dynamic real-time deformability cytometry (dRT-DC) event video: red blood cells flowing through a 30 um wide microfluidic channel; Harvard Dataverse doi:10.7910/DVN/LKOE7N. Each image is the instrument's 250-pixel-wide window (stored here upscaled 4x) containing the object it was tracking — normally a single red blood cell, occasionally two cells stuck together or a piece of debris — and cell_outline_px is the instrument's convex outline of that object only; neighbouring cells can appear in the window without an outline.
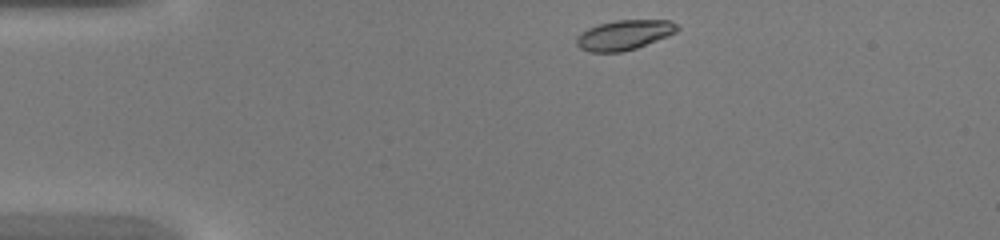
{"species": "common noctule bat (a hibernating species)", "species_latin": "Nyctalus noctula", "temperature_condition": "warm", "stored_images_in_passage": 37, "camera_frame_rate_fps": 3000, "um_per_image_px": 0.085, "animal": {"sex": "female", "body_mass_g": 20.0, "forearm_length_mm": 54.0}, "frame": {"image": 1, "passage_image": 1, "time_ms": 0.0, "image_size_px": [1000, 240], "cell_outline_px": [[680, 28], [676, 32], [668, 36], [636, 48], [624, 52], [592, 52], [580, 48], [576, 44], [576, 36], [588, 28], [600, 24], [616, 20], [668, 20], [676, 24]], "centroid_in_image_um": [53.05, 2.97], "position_along_channel_um": 31.9, "area_um2": 17.46}}
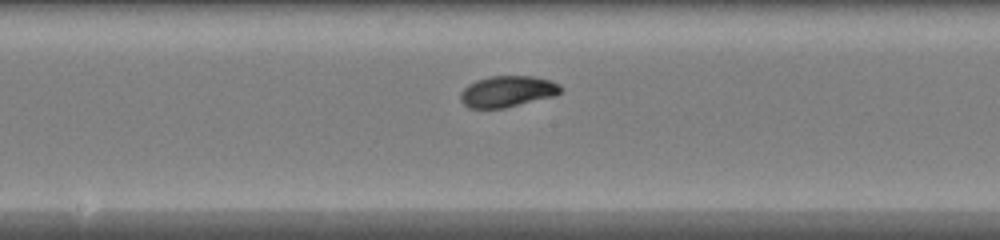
{"frame": {"image": 2, "passage_image": 16, "time_ms": 5.0, "image_size_px": [1000, 240], "cell_outline_px": [[560, 92], [556, 96], [504, 108], [468, 108], [460, 100], [460, 92], [468, 84], [476, 80], [492, 76], [532, 76], [548, 80], [560, 84]], "centroid_in_image_um": [43.11, 7.78], "position_along_channel_um": 205.1, "area_um2": 18.21}}
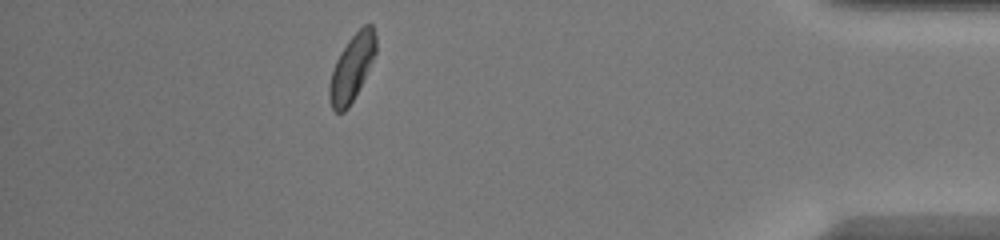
{"frame": {"image": 3, "passage_image": 32, "time_ms": 10.333, "image_size_px": [1000, 240], "cell_outline_px": [[376, 52], [348, 108], [344, 112], [336, 112], [332, 108], [328, 96], [328, 84], [336, 60], [340, 52], [348, 40], [364, 24], [372, 24], [376, 36]], "centroid_in_image_um": [29.88, 5.75], "position_along_channel_um": 405.3, "area_um2": 17.57}}